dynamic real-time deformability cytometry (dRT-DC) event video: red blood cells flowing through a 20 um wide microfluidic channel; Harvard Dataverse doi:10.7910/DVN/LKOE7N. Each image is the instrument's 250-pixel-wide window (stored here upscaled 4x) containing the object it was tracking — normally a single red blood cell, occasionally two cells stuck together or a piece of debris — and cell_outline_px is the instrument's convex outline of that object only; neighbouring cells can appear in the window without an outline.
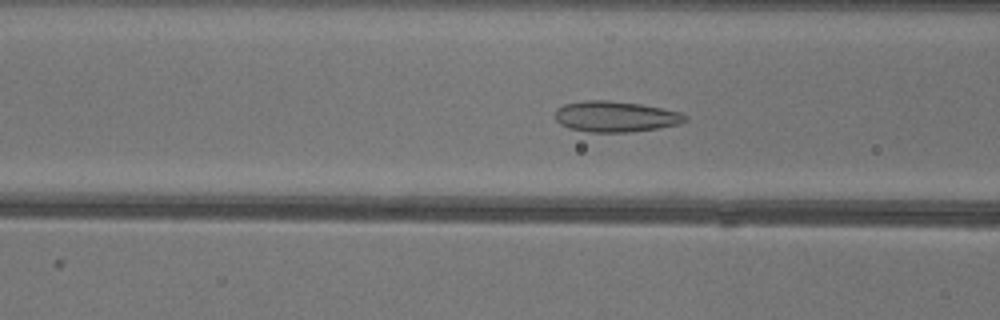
{"species": "common noctule bat (a hibernating species)", "species_latin": "Nyctalus noctula", "temperature_condition": "warm", "stored_images_in_passage": 34, "camera_frame_rate_fps": 3000, "um_per_image_px": 0.085, "animal": {"sex": "female"}, "frame": {"image": 1, "passage_image": 6, "time_ms": 1.667, "image_size_px": [1000, 320], "cell_outline_px": [[688, 120], [680, 124], [656, 128], [628, 132], [592, 132], [572, 128], [560, 124], [556, 120], [556, 108], [564, 104], [584, 100], [608, 100], [640, 104], [680, 112], [688, 116]], "centroid_in_image_um": [52.33, 9.9], "position_along_channel_um": 114.3, "area_um2": 23.18}}
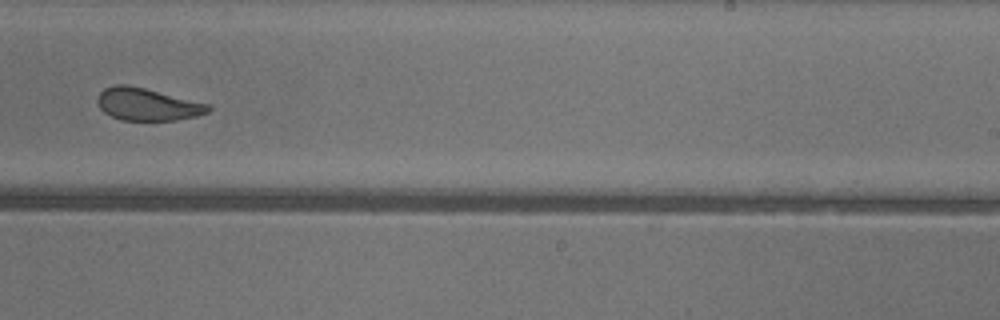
{"frame": {"image": 2, "passage_image": 18, "time_ms": 5.667, "image_size_px": [1000, 320], "cell_outline_px": [[212, 108], [208, 112], [196, 116], [176, 120], [120, 120], [104, 112], [100, 108], [96, 100], [100, 92], [104, 88], [116, 84], [128, 84], [208, 104]], "centroid_in_image_um": [12.49, 8.87], "position_along_channel_um": 276.5, "area_um2": 20.75}}
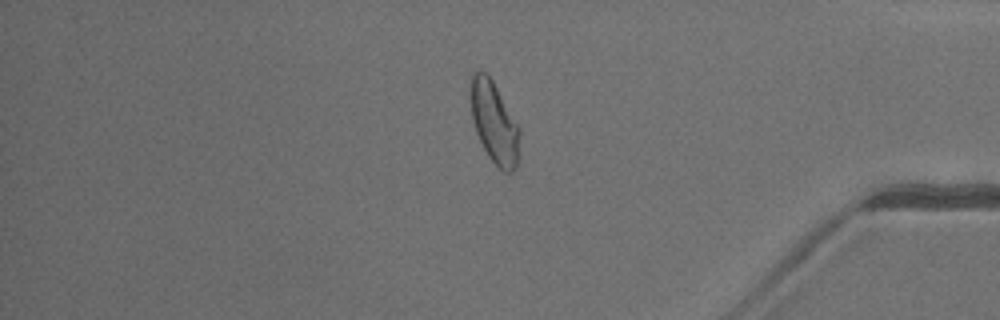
{"frame": {"image": 3, "passage_image": 29, "time_ms": 9.333, "image_size_px": [1000, 320], "cell_outline_px": [[520, 132], [516, 168], [512, 172], [504, 172], [488, 156], [476, 132], [472, 120], [468, 92], [472, 72], [476, 68], [480, 68], [492, 80], [520, 128]], "centroid_in_image_um": [41.96, 10.34], "position_along_channel_um": 393.2, "area_um2": 23.52}, "authors_computed_cell_mechanics": {"area_um2": 22.2819, "velocity_mm_per_s": 4.0582, "shape_relaxation_time_tau1_ms": null, "shape_relaxation_time_tau2_ms": 1.3868, "deformation_change_tau1": null, "deformation_change_tau2": 0.0856}}